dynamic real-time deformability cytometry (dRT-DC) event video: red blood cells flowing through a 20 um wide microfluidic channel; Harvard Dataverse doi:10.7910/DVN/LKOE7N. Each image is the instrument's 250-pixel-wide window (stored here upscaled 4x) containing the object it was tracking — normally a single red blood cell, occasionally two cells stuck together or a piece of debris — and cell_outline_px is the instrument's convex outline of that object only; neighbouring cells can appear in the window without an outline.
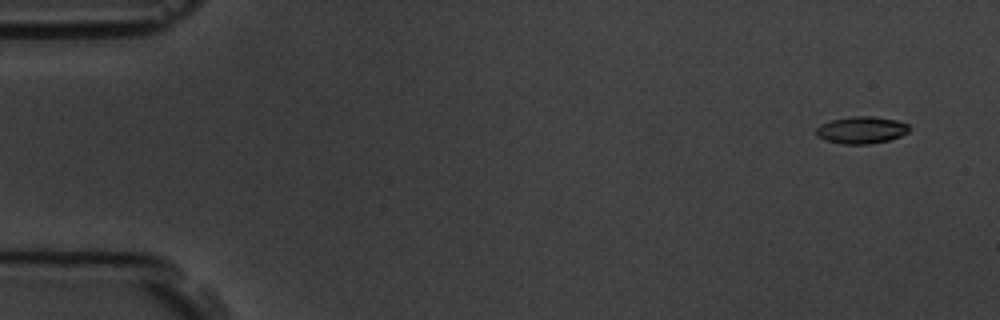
{"species": "common noctule bat (a hibernating species)", "species_latin": "Nyctalus noctula", "temperature_condition": "room temperature", "stored_images_in_passage": 5, "camera_frame_rate_fps": 3000, "um_per_image_px": 0.085, "animal": {"sex": "male", "body_mass_g": 19.5, "forearm_length_mm": 54.6}, "frame": {"image": 1, "passage_image": 1, "time_ms": 0.0, "image_size_px": [1000, 320], "cell_outline_px": [[912, 128], [908, 132], [900, 136], [888, 140], [868, 144], [840, 144], [824, 140], [816, 136], [816, 128], [820, 124], [832, 120], [852, 116], [872, 116], [896, 120], [908, 124]], "centroid_in_image_um": [73.21, 11.05], "position_along_channel_um": 11.8, "area_um2": 14.8}}
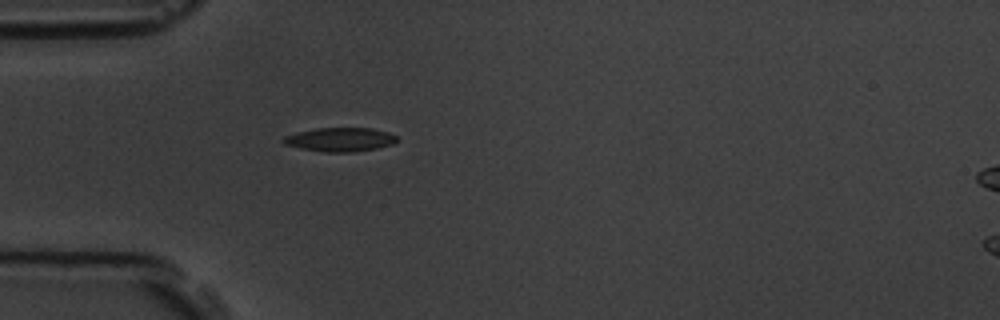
{"frame": {"image": 2, "passage_image": 5, "time_ms": 4.333, "image_size_px": [1000, 320], "cell_outline_px": [[396, 140], [392, 144], [376, 148], [352, 152], [324, 152], [300, 148], [284, 144], [280, 140], [284, 136], [296, 132], [316, 128], [372, 128], [388, 132], [396, 136]], "centroid_in_image_um": [28.85, 11.85], "position_along_channel_um": 56.1, "area_um2": 15.78}}